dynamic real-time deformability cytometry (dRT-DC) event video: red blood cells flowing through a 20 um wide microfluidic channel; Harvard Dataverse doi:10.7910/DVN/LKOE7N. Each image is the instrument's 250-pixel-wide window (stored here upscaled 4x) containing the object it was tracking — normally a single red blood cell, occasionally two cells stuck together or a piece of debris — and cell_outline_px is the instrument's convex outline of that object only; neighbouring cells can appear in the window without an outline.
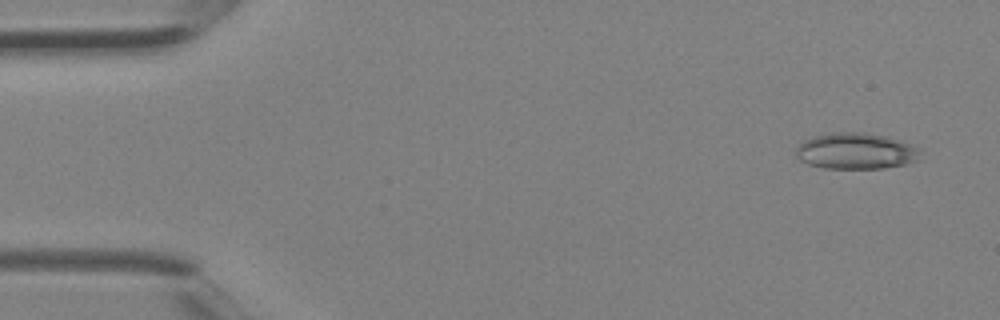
{"species": "Egyptian fruit bat (a non-hibernating species)", "species_latin": "Rousettus aegyptiacus", "temperature_condition": "room temperature", "stored_images_in_passage": 4, "camera_frame_rate_fps": 3000, "um_per_image_px": 0.085, "animal": {"sex": "female"}, "frame": {"image": 1, "passage_image": 1, "time_ms": 0.0, "image_size_px": [1000, 320], "cell_outline_px": [[920, 152], [916, 160], [908, 164], [884, 168], [824, 168], [808, 164], [800, 160], [796, 156], [796, 148], [804, 140], [816, 136], [836, 132], [864, 132], [888, 136], [912, 144], [920, 148]], "centroid_in_image_um": [72.78, 12.84], "position_along_channel_um": 12.2, "area_um2": 26.3}}